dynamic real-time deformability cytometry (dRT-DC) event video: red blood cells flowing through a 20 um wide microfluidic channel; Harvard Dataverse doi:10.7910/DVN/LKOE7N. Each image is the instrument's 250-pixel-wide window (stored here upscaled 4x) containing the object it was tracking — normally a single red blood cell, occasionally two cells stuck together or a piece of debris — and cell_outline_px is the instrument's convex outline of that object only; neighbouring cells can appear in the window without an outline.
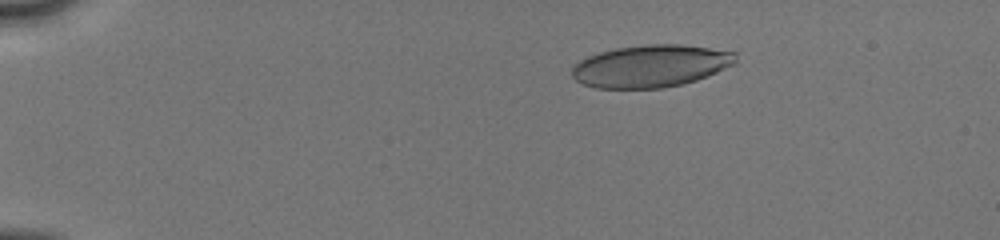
{"species": "human", "species_latin": "Homo sapiens", "temperature_condition": "cold", "stored_images_in_passage": 75, "camera_frame_rate_fps": 3000, "um_per_image_px": 0.085, "donor": {"sex": "male"}, "frame": {"image": 1, "passage_image": 10, "time_ms": 3.0, "image_size_px": [1000, 240], "cell_outline_px": [[736, 64], [708, 76], [684, 84], [664, 88], [596, 88], [580, 84], [572, 76], [572, 68], [580, 60], [588, 56], [600, 52], [616, 48], [640, 44], [680, 44], [736, 52]], "centroid_in_image_um": [55.32, 5.62], "position_along_channel_um": 29.7, "area_um2": 40.63}}
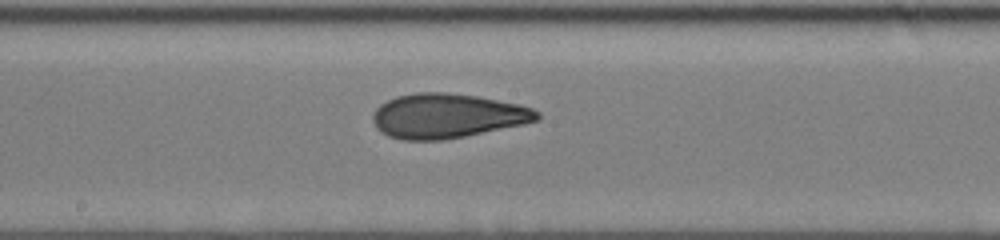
{"frame": {"image": 2, "passage_image": 37, "time_ms": 9.667, "image_size_px": [1000, 240], "cell_outline_px": [[540, 120], [524, 124], [444, 140], [404, 140], [388, 136], [380, 132], [376, 128], [372, 120], [372, 116], [376, 108], [380, 104], [396, 96], [416, 92], [444, 92], [476, 96], [520, 104], [532, 108], [540, 112]], "centroid_in_image_um": [38.0, 9.85], "position_along_channel_um": 210.2, "area_um2": 42.77}}
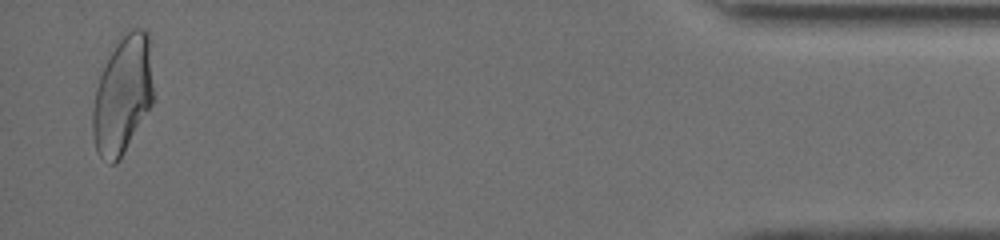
{"frame": {"image": 3, "passage_image": 72, "time_ms": 16.667, "image_size_px": [1000, 240], "cell_outline_px": [[152, 104], [120, 160], [116, 164], [108, 164], [96, 152], [92, 132], [92, 112], [96, 88], [100, 76], [120, 32], [132, 28], [144, 28], [148, 32], [152, 88]], "centroid_in_image_um": [10.4, 8.07], "position_along_channel_um": 424.8, "area_um2": 41.79}, "authors_computed_cell_mechanics": {"area_um2": 40.9802, "velocity_mm_per_s": 4.0525, "shape_relaxation_time_tau1_ms": 5.6693, "shape_relaxation_time_tau2_ms": 1.5626, "deformation_change_tau1": 0.1759, "deformation_change_tau2": 0.0855}}